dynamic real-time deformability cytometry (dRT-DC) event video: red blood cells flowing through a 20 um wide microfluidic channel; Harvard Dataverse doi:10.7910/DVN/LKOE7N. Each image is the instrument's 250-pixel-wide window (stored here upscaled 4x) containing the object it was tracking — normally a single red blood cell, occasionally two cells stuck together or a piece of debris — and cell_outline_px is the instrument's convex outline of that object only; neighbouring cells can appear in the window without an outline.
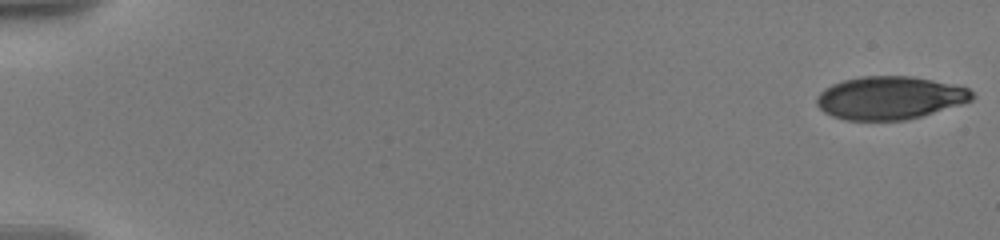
{"species": "human", "species_latin": "Homo sapiens", "temperature_condition": "warm", "stored_images_in_passage": 14, "camera_frame_rate_fps": 3000, "um_per_image_px": 0.085, "donor": {"sex": "male"}, "frame": {"image": 1, "passage_image": 1, "time_ms": 0.0, "image_size_px": [1000, 240], "cell_outline_px": [[976, 96], [972, 100], [960, 104], [920, 116], [904, 120], [844, 120], [832, 116], [824, 112], [816, 104], [816, 96], [824, 88], [832, 84], [844, 80], [860, 76], [912, 76], [932, 80], [968, 88]], "centroid_in_image_um": [75.59, 8.31], "position_along_channel_um": 9.4, "area_um2": 38.78}}